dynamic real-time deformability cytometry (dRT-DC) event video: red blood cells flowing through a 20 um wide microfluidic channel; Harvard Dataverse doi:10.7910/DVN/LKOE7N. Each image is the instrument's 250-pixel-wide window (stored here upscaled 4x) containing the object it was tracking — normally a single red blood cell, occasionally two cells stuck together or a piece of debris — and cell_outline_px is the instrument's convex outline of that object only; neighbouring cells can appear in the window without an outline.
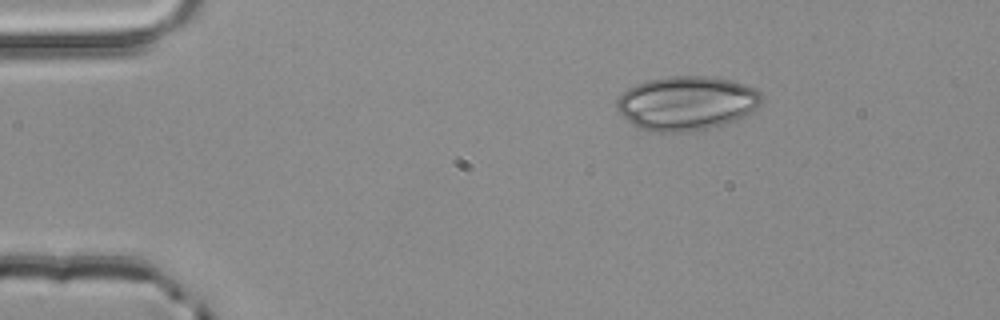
{"species": "common noctule bat (a hibernating species)", "species_latin": "Nyctalus noctula", "temperature_condition": "room temperature", "stored_images_in_passage": 2, "camera_frame_rate_fps": 3000, "um_per_image_px": 0.085, "animal": {"sex": "male", "body_mass_g": 20.4}, "frame": {"image": 1, "passage_image": 1, "time_ms": 0.0, "image_size_px": [1000, 320], "cell_outline_px": [[764, 96], [760, 104], [756, 108], [744, 116], [736, 120], [708, 128], [692, 132], [652, 132], [636, 128], [616, 108], [616, 100], [628, 88], [636, 84], [648, 80], [668, 76], [708, 76], [728, 80], [744, 84], [756, 88]], "centroid_in_image_um": [58.36, 8.78], "position_along_channel_um": 26.6, "area_um2": 45.84}}